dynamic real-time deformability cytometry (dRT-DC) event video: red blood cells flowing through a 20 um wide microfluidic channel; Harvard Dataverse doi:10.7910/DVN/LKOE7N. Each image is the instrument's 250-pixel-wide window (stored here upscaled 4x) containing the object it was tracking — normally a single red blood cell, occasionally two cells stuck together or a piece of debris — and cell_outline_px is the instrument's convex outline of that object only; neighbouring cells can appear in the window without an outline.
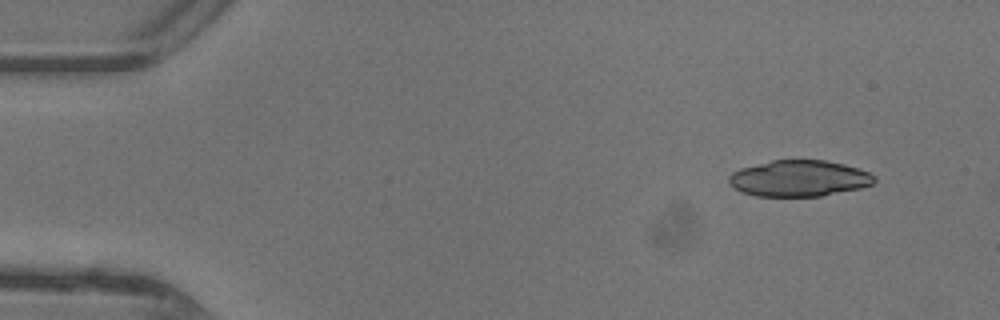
{"species": "common noctule bat (a hibernating species)", "species_latin": "Nyctalus noctula", "temperature_condition": "warm", "stored_images_in_passage": 43, "camera_frame_rate_fps": 3000, "um_per_image_px": 0.085, "animal": {"sex": "female"}, "frame": {"image": 1, "passage_image": 1, "time_ms": 0.0, "image_size_px": [1000, 320], "cell_outline_px": [[876, 180], [872, 184], [860, 188], [820, 196], [756, 196], [740, 192], [732, 188], [728, 180], [728, 176], [732, 172], [740, 168], [772, 160], [824, 160], [844, 164], [868, 172], [876, 176]], "centroid_in_image_um": [67.88, 15.16], "position_along_channel_um": 17.1, "area_um2": 30.75}}